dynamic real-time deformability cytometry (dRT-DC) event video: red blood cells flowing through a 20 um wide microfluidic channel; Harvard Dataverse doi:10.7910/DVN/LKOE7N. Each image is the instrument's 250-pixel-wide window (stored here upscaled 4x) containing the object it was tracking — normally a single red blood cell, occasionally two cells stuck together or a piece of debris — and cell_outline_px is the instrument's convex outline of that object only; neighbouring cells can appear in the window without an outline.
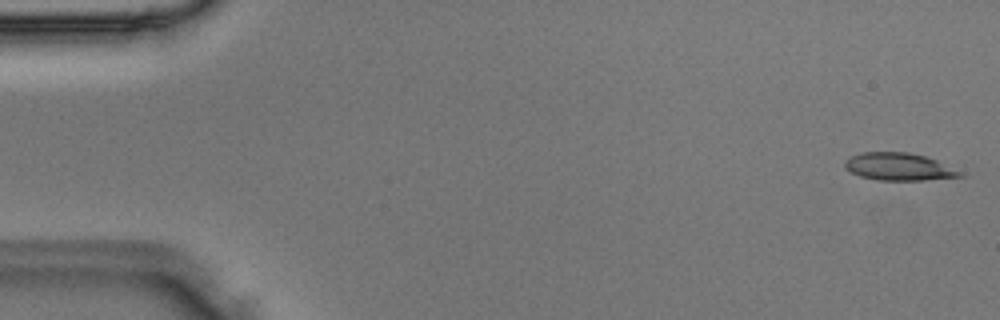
{"species": "Egyptian fruit bat (a non-hibernating species)", "species_latin": "Rousettus aegyptiacus", "temperature_condition": "room temperature", "stored_images_in_passage": 48, "camera_frame_rate_fps": 3000, "um_per_image_px": 0.085, "animal": {"sex": "male"}, "frame": {"image": 1, "passage_image": 1, "time_ms": 0.0, "image_size_px": [1000, 320], "cell_outline_px": [[964, 176], [924, 180], [880, 180], [860, 176], [844, 168], [844, 160], [860, 152], [908, 152], [924, 156], [936, 160], [960, 172]], "centroid_in_image_um": [76.34, 14.16], "position_along_channel_um": 8.7, "area_um2": 18.21}}
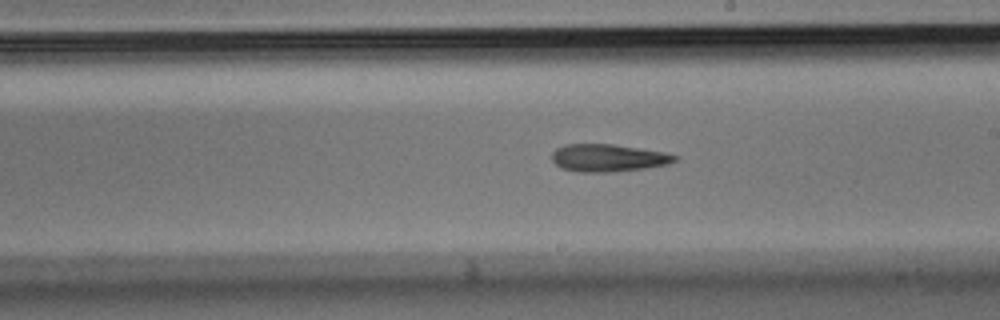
{"frame": {"image": 2, "passage_image": 27, "time_ms": 8.667, "image_size_px": [1000, 320], "cell_outline_px": [[680, 156], [676, 160], [668, 164], [644, 168], [608, 172], [580, 172], [560, 168], [552, 160], [552, 152], [556, 148], [564, 144], [612, 144], [664, 152]], "centroid_in_image_um": [51.67, 13.42], "position_along_channel_um": 237.3, "area_um2": 19.65}}
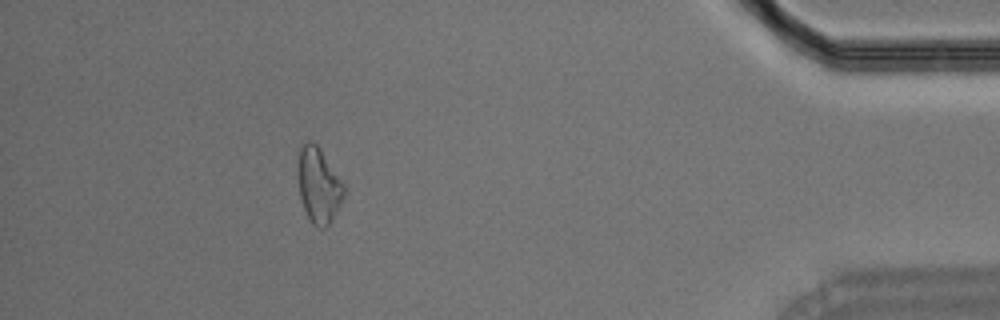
{"frame": {"image": 3, "passage_image": 43, "time_ms": 14.0, "image_size_px": [1000, 320], "cell_outline_px": [[344, 196], [340, 204], [328, 224], [324, 228], [316, 228], [312, 224], [304, 208], [300, 196], [296, 172], [296, 156], [300, 140], [312, 140], [320, 148], [344, 184]], "centroid_in_image_um": [27.01, 15.64], "position_along_channel_um": 408.2, "area_um2": 20.69}}